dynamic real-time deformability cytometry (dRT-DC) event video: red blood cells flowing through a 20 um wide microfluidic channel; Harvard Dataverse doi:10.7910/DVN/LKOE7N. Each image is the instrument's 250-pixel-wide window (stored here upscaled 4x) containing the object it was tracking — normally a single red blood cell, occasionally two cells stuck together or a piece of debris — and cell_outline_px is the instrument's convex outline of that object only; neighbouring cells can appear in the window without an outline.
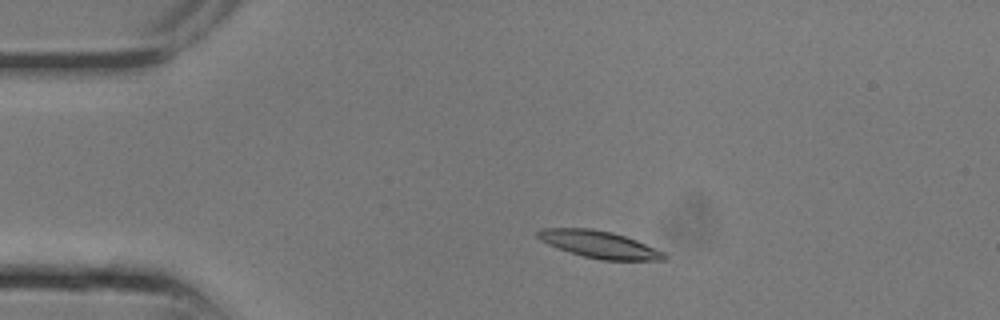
{"species": "common noctule bat (a hibernating species)", "species_latin": "Nyctalus noctula", "temperature_condition": "room temperature", "stored_images_in_passage": 12, "camera_frame_rate_fps": 3000, "um_per_image_px": 0.085, "animal": {"sex": "male", "body_mass_g": 13.3}, "frame": {"image": 1, "passage_image": 4, "time_ms": 1.0, "image_size_px": [1000, 320], "cell_outline_px": [[668, 256], [664, 260], [600, 260], [584, 256], [548, 244], [540, 240], [536, 236], [536, 232], [540, 228], [592, 228], [612, 232], [636, 240], [664, 252]], "centroid_in_image_um": [50.93, 20.77], "position_along_channel_um": 34.1, "area_um2": 19.83}}
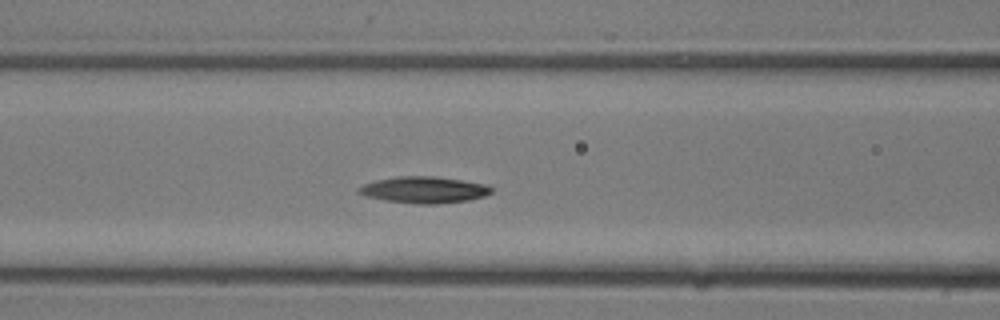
{"frame": {"image": 2, "passage_image": 9, "time_ms": 2.667, "image_size_px": [1000, 320], "cell_outline_px": [[492, 192], [484, 196], [468, 200], [436, 204], [416, 204], [384, 200], [364, 196], [356, 192], [356, 188], [364, 184], [376, 180], [396, 176], [432, 176], [460, 180], [484, 184], [492, 188]], "centroid_in_image_um": [35.97, 16.14], "position_along_channel_um": 130.6, "area_um2": 20.46}}
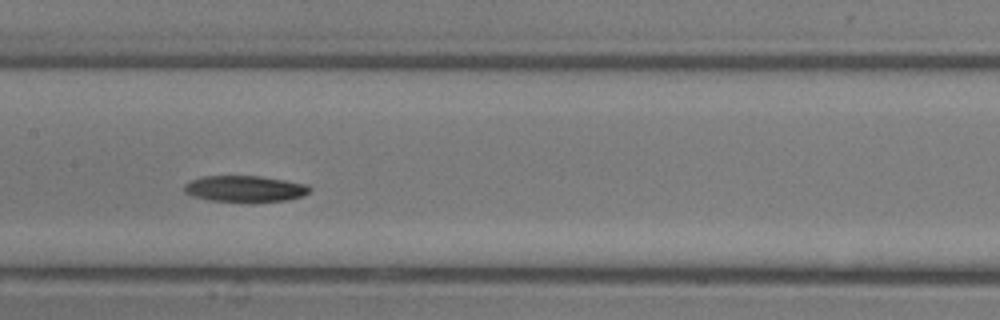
{"frame": {"image": 3, "passage_image": 11, "time_ms": 3.333, "image_size_px": [1000, 320], "cell_outline_px": [[312, 188], [304, 196], [288, 200], [252, 204], [212, 200], [192, 196], [184, 192], [184, 184], [192, 180], [204, 176], [260, 176], [308, 184]], "centroid_in_image_um": [20.86, 16.08], "position_along_channel_um": 186.5, "area_um2": 19.77}}